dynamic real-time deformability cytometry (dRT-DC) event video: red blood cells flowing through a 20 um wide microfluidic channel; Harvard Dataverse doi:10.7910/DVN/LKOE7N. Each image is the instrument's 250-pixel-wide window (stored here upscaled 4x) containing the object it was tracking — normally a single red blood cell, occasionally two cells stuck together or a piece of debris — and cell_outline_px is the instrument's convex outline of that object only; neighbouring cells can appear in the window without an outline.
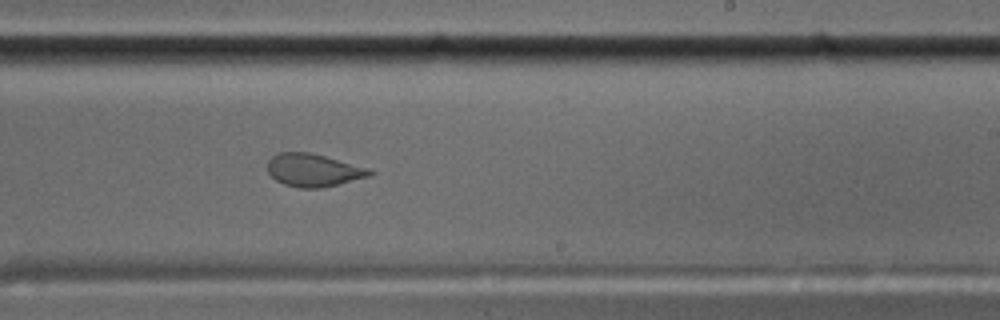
{"species": "common noctule bat (a hibernating species)", "species_latin": "Nyctalus noctula", "temperature_condition": "cold", "stored_images_in_passage": 52, "camera_frame_rate_fps": 3000, "um_per_image_px": 0.085, "animal": {"sex": "male", "body_mass_g": 17.5, "forearm_length_mm": 52.3}, "frame": {"image": 1, "passage_image": 30, "time_ms": 9.667, "image_size_px": [1000, 320], "cell_outline_px": [[376, 172], [368, 176], [320, 188], [300, 188], [284, 184], [276, 180], [268, 172], [268, 160], [272, 156], [280, 152], [308, 152], [372, 168]], "centroid_in_image_um": [26.65, 14.45], "position_along_channel_um": 262.3, "area_um2": 19.42}}